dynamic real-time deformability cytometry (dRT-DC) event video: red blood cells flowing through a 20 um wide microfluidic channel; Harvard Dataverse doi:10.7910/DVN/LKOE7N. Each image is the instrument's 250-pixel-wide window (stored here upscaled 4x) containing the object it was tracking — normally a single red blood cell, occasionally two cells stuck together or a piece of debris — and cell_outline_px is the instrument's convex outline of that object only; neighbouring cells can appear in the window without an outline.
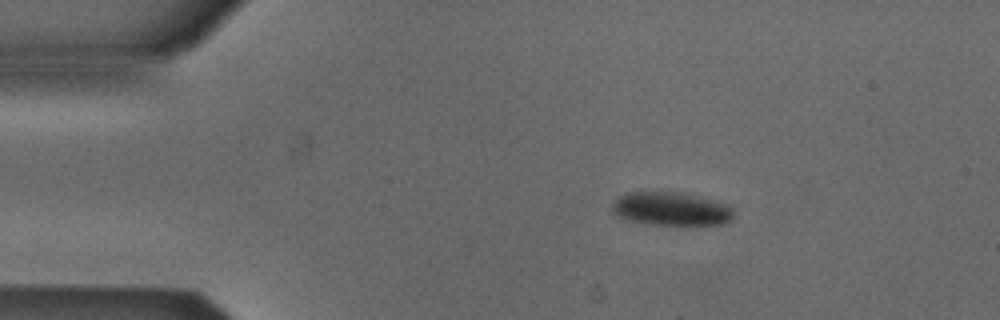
{"species": "Egyptian fruit bat (a non-hibernating species)", "species_latin": "Rousettus aegyptiacus", "temperature_condition": "cold", "stored_images_in_passage": 45, "camera_frame_rate_fps": 3000, "um_per_image_px": 0.085, "animal": {"sex": "male"}, "frame": {"image": 1, "passage_image": 1, "time_ms": 0.0, "image_size_px": [1000, 320], "cell_outline_px": [[732, 220], [724, 224], [652, 224], [628, 220], [616, 216], [612, 212], [612, 204], [624, 192], [656, 188], [660, 188], [684, 192], [700, 196], [728, 204], [732, 208]], "centroid_in_image_um": [56.99, 17.68], "position_along_channel_um": 28.0, "area_um2": 24.62}}
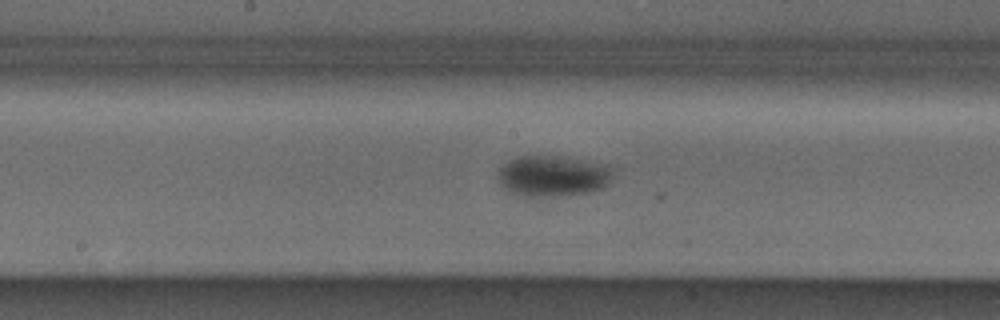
{"frame": {"image": 2, "passage_image": 19, "time_ms": 6.0, "image_size_px": [1000, 320], "cell_outline_px": [[616, 168], [612, 184], [604, 188], [588, 192], [556, 196], [520, 196], [504, 188], [500, 184], [496, 176], [496, 172], [504, 164], [520, 156], [556, 156], [616, 164]], "centroid_in_image_um": [47.12, 14.95], "position_along_channel_um": 201.1, "area_um2": 28.26}}
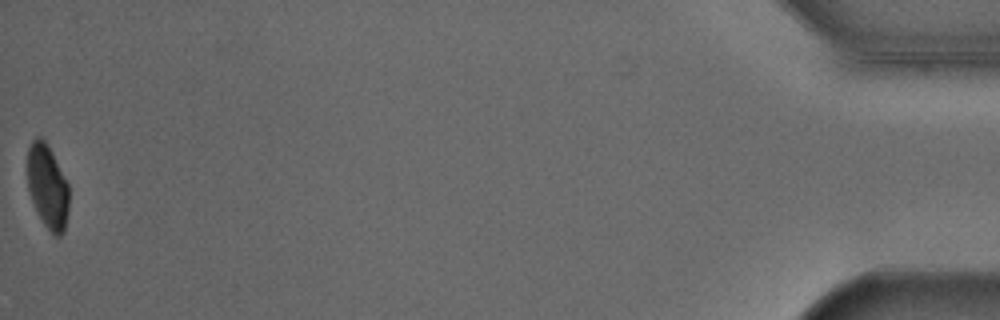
{"frame": {"image": 3, "passage_image": 45, "time_ms": 14.667, "image_size_px": [1000, 320], "cell_outline_px": [[68, 212], [64, 232], [60, 236], [52, 236], [44, 224], [32, 200], [28, 188], [28, 148], [32, 140], [36, 136], [40, 136], [48, 144], [68, 184]], "centroid_in_image_um": [4.05, 15.86], "position_along_channel_um": 431.2, "area_um2": 20.23}, "authors_computed_cell_mechanics": {"area_um2": 25.7788, "velocity_mm_per_s": 3.8524, "shape_relaxation_time_tau1_ms": 6.4682, "shape_relaxation_time_tau2_ms": null, "deformation_change_tau1": 0.0959, "deformation_change_tau2": null}}